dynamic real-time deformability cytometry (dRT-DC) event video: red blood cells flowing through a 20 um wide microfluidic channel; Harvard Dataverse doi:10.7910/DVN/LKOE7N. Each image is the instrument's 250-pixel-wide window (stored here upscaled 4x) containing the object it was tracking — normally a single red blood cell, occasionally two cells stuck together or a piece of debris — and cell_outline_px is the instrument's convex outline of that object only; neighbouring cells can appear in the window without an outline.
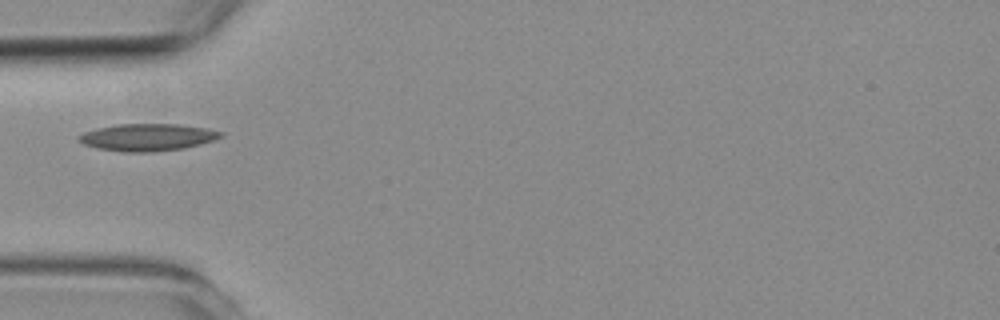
{"species": "common noctule bat (a hibernating species)", "species_latin": "Nyctalus noctula", "temperature_condition": "room temperature", "stored_images_in_passage": 7, "camera_frame_rate_fps": 3000, "um_per_image_px": 0.085, "animal": {"sex": "female", "body_mass_g": 19.3, "forearm_length_mm": 54.1}, "frame": {"image": 1, "passage_image": 1, "time_ms": 0.0, "image_size_px": [1000, 320], "cell_outline_px": [[224, 136], [200, 144], [184, 148], [152, 152], [124, 152], [96, 148], [84, 144], [76, 140], [76, 136], [84, 132], [96, 128], [116, 124], [180, 124], [208, 128], [224, 132]], "centroid_in_image_um": [12.52, 11.66], "position_along_channel_um": 72.5, "area_um2": 22.72}}
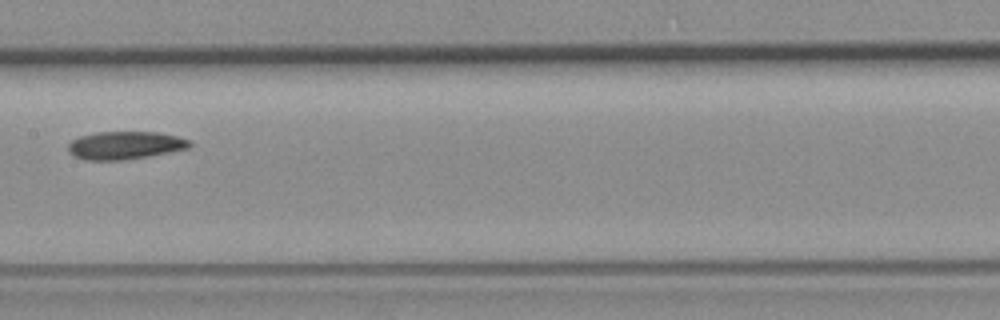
{"frame": {"image": 2, "passage_image": 4, "time_ms": 3.333, "image_size_px": [1000, 320], "cell_outline_px": [[192, 144], [188, 148], [148, 156], [124, 160], [88, 160], [76, 156], [68, 152], [68, 144], [72, 140], [80, 136], [96, 132], [156, 132], [176, 136], [188, 140]], "centroid_in_image_um": [10.6, 12.35], "position_along_channel_um": 196.8, "area_um2": 19.54}}
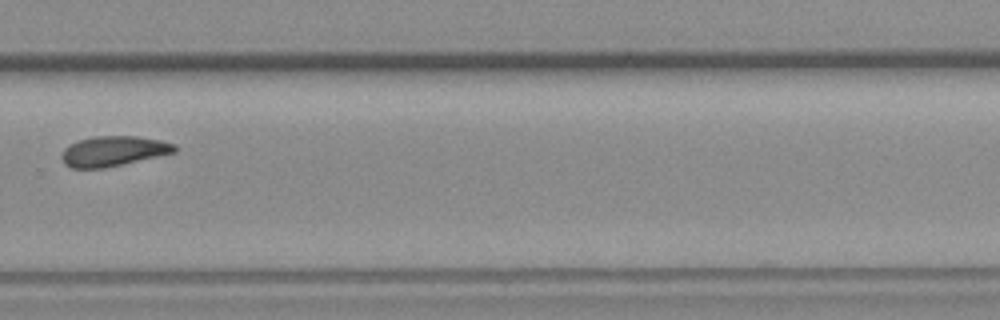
{"frame": {"image": 3, "passage_image": 7, "time_ms": 6.667, "image_size_px": [1000, 320], "cell_outline_px": [[176, 152], [104, 168], [72, 168], [64, 164], [60, 156], [64, 148], [80, 140], [92, 136], [136, 136], [160, 140], [176, 144]], "centroid_in_image_um": [9.62, 12.84], "position_along_channel_um": 320.2, "area_um2": 19.71}}